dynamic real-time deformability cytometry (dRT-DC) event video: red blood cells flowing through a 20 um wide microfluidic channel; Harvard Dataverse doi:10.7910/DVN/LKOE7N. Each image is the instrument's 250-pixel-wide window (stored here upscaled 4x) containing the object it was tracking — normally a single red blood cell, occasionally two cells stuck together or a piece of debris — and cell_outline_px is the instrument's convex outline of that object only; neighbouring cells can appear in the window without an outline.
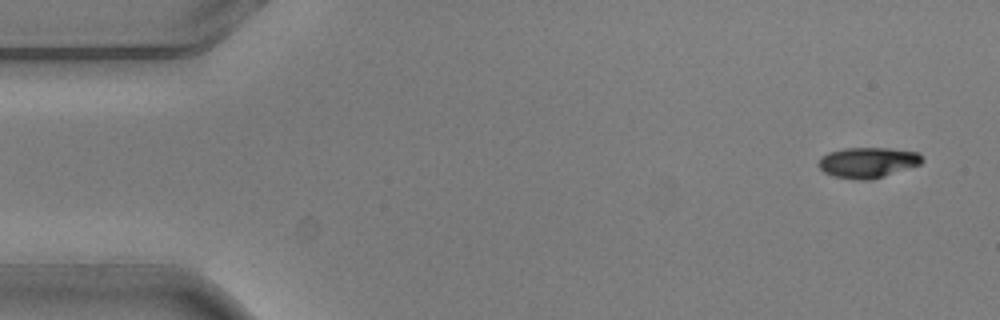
{"species": "common noctule bat (a hibernating species)", "species_latin": "Nyctalus noctula", "temperature_condition": "warm", "stored_images_in_passage": 9, "camera_frame_rate_fps": 3000, "um_per_image_px": 0.085, "animal": {"sex": "male", "body_mass_g": 20.5, "forearm_length_mm": 52.5}, "frame": {"image": 1, "passage_image": 1, "time_ms": 0.0, "image_size_px": [1000, 320], "cell_outline_px": [[924, 160], [920, 164], [872, 180], [852, 180], [832, 176], [824, 172], [816, 164], [820, 156], [828, 152], [844, 148], [888, 148], [920, 152]], "centroid_in_image_um": [73.72, 13.81], "position_along_channel_um": 11.3, "area_um2": 18.73}}
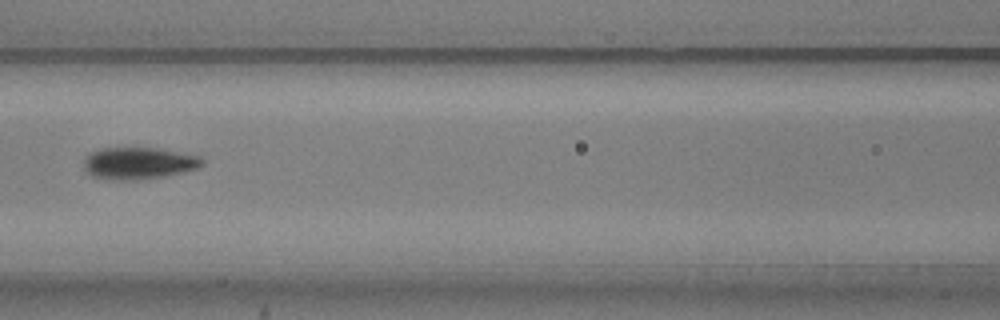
{"frame": {"image": 2, "passage_image": 7, "time_ms": 2.0, "image_size_px": [1000, 320], "cell_outline_px": [[204, 164], [200, 168], [168, 176], [140, 180], [116, 180], [92, 176], [84, 168], [84, 160], [92, 152], [100, 148], [160, 148], [200, 156], [204, 160]], "centroid_in_image_um": [11.85, 13.88], "position_along_channel_um": 154.7, "area_um2": 22.25}}
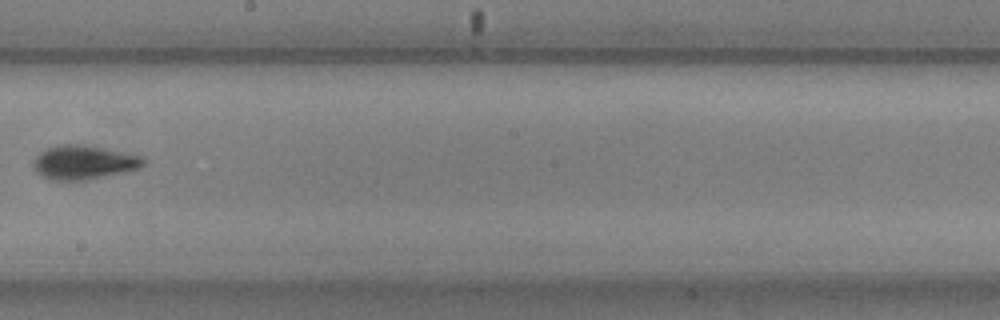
{"frame": {"image": 3, "passage_image": 9, "time_ms": 2.667, "image_size_px": [1000, 320], "cell_outline_px": [[144, 164], [140, 168], [108, 176], [88, 180], [48, 180], [36, 172], [32, 168], [32, 164], [36, 156], [40, 152], [48, 148], [60, 144], [80, 144], [144, 156]], "centroid_in_image_um": [7.09, 13.82], "position_along_channel_um": 241.1, "area_um2": 21.91}}